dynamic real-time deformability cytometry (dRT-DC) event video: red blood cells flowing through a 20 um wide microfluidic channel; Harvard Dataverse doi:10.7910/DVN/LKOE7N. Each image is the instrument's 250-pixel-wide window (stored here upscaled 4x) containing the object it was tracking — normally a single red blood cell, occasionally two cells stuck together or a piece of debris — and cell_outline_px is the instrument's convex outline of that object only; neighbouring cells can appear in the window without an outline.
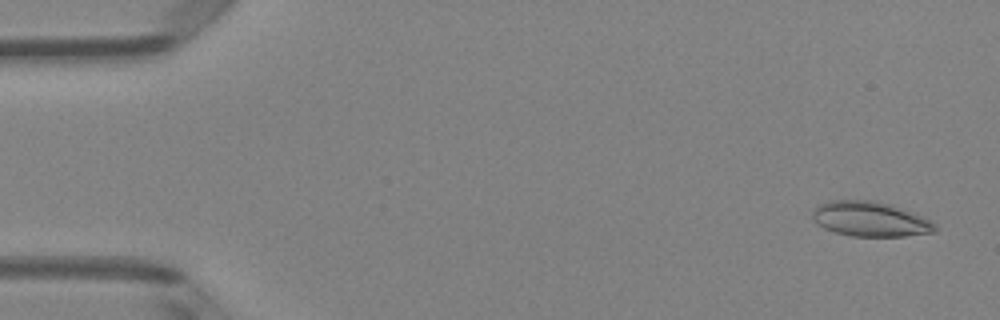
{"species": "Egyptian fruit bat (a non-hibernating species)", "species_latin": "Rousettus aegyptiacus", "temperature_condition": "room temperature", "stored_images_in_passage": 50, "camera_frame_rate_fps": 3000, "um_per_image_px": 0.085, "animal": {"sex": "female"}, "frame": {"image": 1, "passage_image": 2, "time_ms": 0.333, "image_size_px": [1000, 320], "cell_outline_px": [[936, 232], [904, 236], [852, 236], [836, 232], [824, 228], [816, 224], [812, 220], [812, 212], [820, 204], [828, 200], [876, 200], [888, 204], [932, 220], [936, 224]], "centroid_in_image_um": [73.95, 18.62], "position_along_channel_um": 11.1, "area_um2": 24.85}}
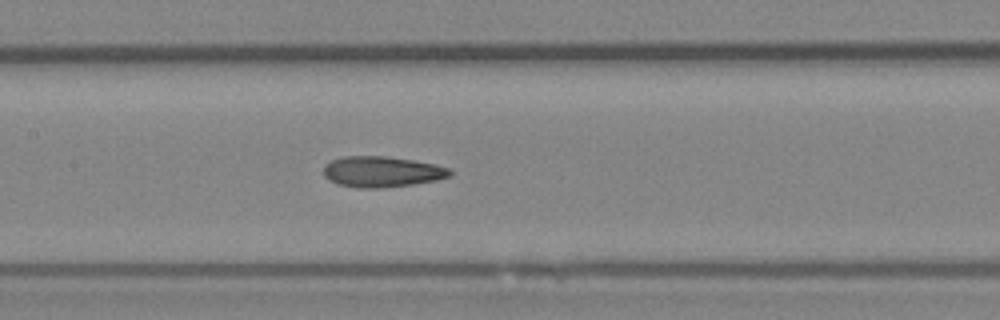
{"frame": {"image": 2, "passage_image": 24, "time_ms": 7.667, "image_size_px": [1000, 320], "cell_outline_px": [[452, 176], [436, 180], [412, 184], [384, 188], [356, 188], [340, 184], [328, 180], [324, 176], [324, 164], [332, 160], [344, 156], [388, 156], [412, 160], [432, 164], [448, 168], [452, 172]], "centroid_in_image_um": [32.43, 14.6], "position_along_channel_um": 175.0, "area_um2": 22.66}}
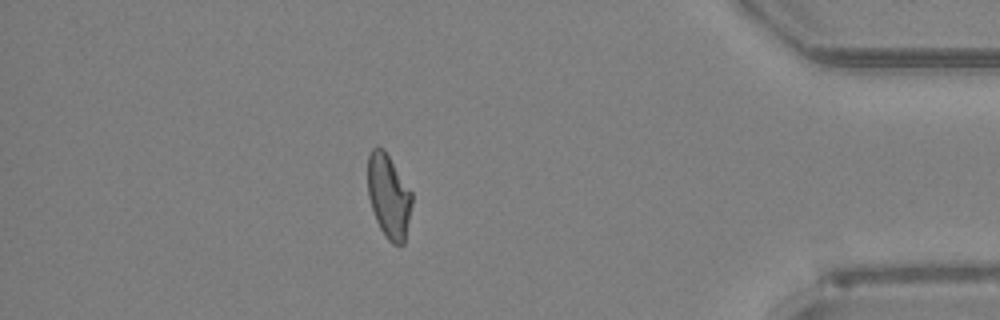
{"frame": {"image": 3, "passage_image": 44, "time_ms": 14.333, "image_size_px": [1000, 320], "cell_outline_px": [[412, 204], [404, 244], [392, 244], [388, 240], [380, 228], [376, 220], [368, 196], [368, 156], [372, 148], [384, 148], [412, 192]], "centroid_in_image_um": [33.04, 16.67], "position_along_channel_um": 402.2, "area_um2": 21.5}, "authors_computed_cell_mechanics": {"area_um2": 22.6287, "velocity_mm_per_s": 4.005, "shape_relaxation_time_tau1_ms": 9.6928, "shape_relaxation_time_tau2_ms": 3.166, "deformation_change_tau1": 0.2305, "deformation_change_tau2": 0.1092}}